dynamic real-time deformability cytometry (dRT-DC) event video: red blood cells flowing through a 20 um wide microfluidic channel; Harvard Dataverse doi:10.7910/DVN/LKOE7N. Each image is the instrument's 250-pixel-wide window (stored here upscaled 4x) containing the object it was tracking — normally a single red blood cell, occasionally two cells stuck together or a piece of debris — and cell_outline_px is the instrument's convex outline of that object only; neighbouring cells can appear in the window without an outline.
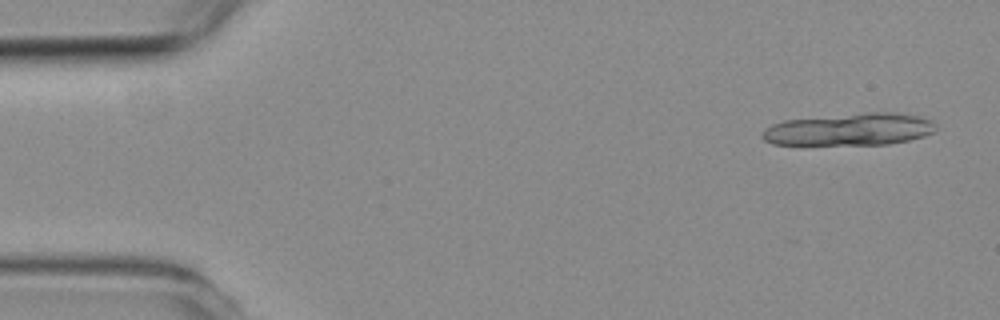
{"species": "common noctule bat (a hibernating species)", "species_latin": "Nyctalus noctula", "temperature_condition": "room temperature", "stored_images_in_passage": 5, "camera_frame_rate_fps": 3000, "um_per_image_px": 0.085, "animal": {"sex": "female", "body_mass_g": 19.3, "forearm_length_mm": 54.1}, "frame": {"image": 1, "passage_image": 5, "time_ms": 6.0, "image_size_px": [1000, 320], "cell_outline_px": [[936, 128], [932, 132], [924, 136], [908, 140], [888, 144], [772, 144], [764, 140], [760, 136], [760, 132], [764, 128], [772, 124], [784, 120], [868, 112], [896, 112], [920, 116], [932, 120]], "centroid_in_image_um": [72.2, 10.99], "position_along_channel_um": 12.8, "area_um2": 32.6}}